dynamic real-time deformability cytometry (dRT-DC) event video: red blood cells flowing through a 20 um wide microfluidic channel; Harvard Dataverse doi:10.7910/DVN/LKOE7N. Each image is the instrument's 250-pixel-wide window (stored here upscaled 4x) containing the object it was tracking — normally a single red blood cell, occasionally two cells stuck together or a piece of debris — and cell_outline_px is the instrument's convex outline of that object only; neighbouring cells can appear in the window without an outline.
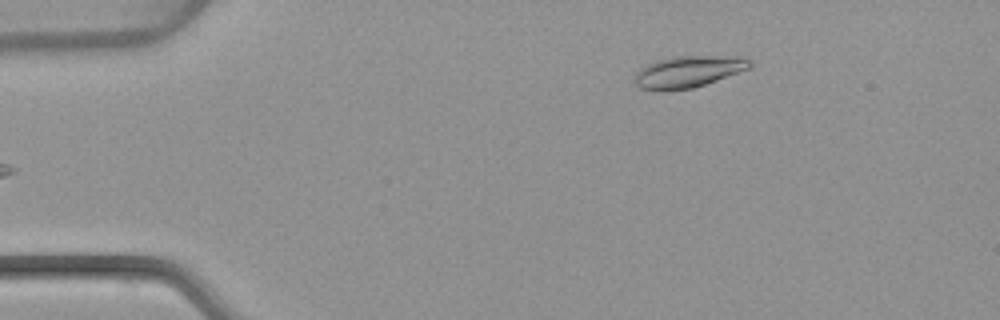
{"species": "common noctule bat (a hibernating species)", "species_latin": "Nyctalus noctula", "temperature_condition": "warm", "stored_images_in_passage": 5, "camera_frame_rate_fps": 3000, "um_per_image_px": 0.085, "animal": {"sex": "female", "body_mass_g": 22.7, "forearm_length_mm": 54.2}, "frame": {"image": 1, "passage_image": 5, "time_ms": 6.0, "image_size_px": [1000, 320], "cell_outline_px": [[752, 68], [692, 88], [668, 92], [660, 92], [640, 88], [636, 84], [636, 72], [644, 64], [656, 60], [672, 56], [744, 56], [752, 60]], "centroid_in_image_um": [58.5, 6.09], "position_along_channel_um": 26.5, "area_um2": 21.73}}